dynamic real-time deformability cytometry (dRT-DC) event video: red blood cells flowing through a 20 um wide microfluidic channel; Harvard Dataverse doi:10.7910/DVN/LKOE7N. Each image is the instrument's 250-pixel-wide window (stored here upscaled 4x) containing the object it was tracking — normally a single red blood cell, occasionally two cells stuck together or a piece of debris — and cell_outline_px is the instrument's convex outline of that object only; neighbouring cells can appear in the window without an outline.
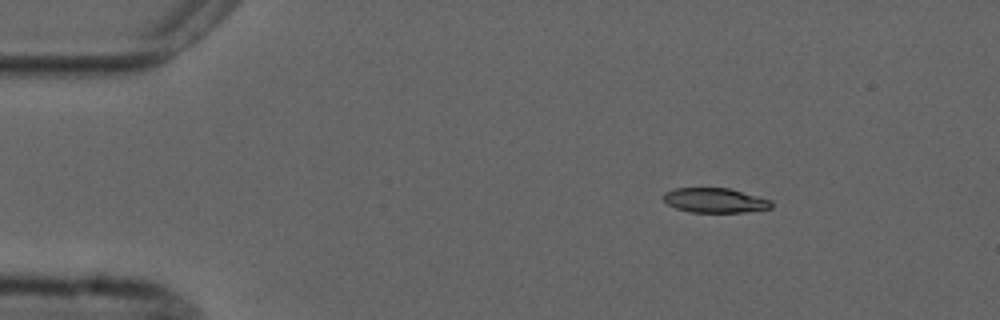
{"species": "common noctule bat (a hibernating species)", "species_latin": "Nyctalus noctula", "temperature_condition": "cold", "stored_images_in_passage": 4, "camera_frame_rate_fps": 3000, "um_per_image_px": 0.085, "animal": {"sex": "male", "forearm_length_mm": 52.5}, "frame": {"image": 1, "passage_image": 1, "time_ms": 0.0, "image_size_px": [1000, 320], "cell_outline_px": [[772, 208], [744, 212], [692, 212], [676, 208], [668, 204], [664, 200], [664, 192], [676, 188], [728, 188], [772, 200]], "centroid_in_image_um": [60.78, 17.03], "position_along_channel_um": 24.2, "area_um2": 15.37}}
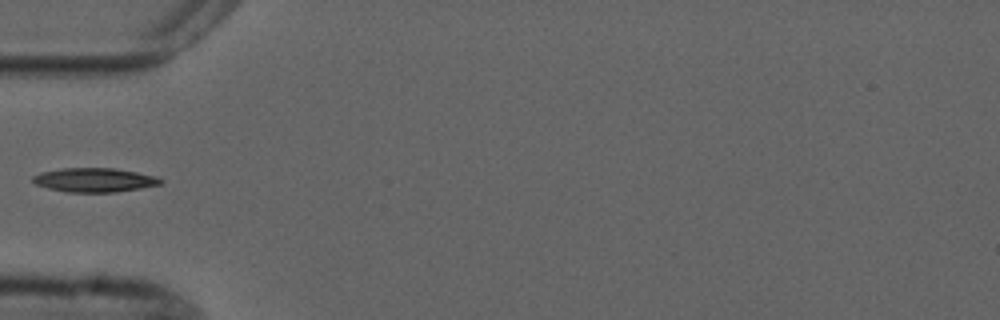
{"frame": {"image": 2, "passage_image": 3, "time_ms": 3.333, "image_size_px": [1000, 320], "cell_outline_px": [[164, 180], [160, 184], [140, 188], [116, 192], [68, 192], [48, 188], [36, 184], [32, 180], [32, 176], [40, 172], [64, 168], [116, 168], [156, 176]], "centroid_in_image_um": [8.02, 15.29], "position_along_channel_um": 77.0, "area_um2": 17.86}}
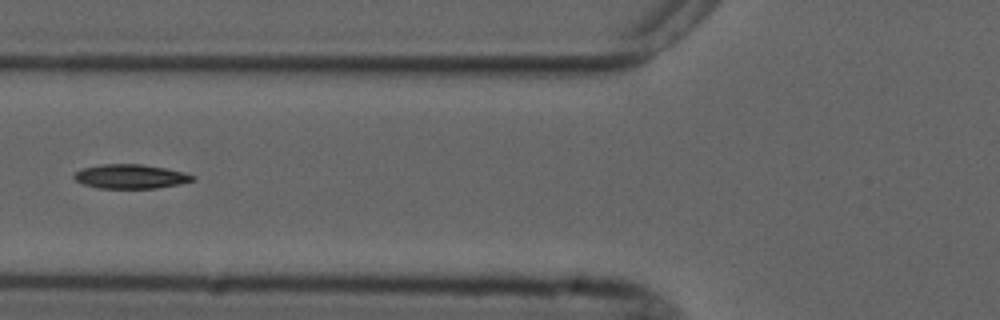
{"frame": {"image": 3, "passage_image": 4, "time_ms": 4.333, "image_size_px": [1000, 320], "cell_outline_px": [[196, 180], [180, 184], [156, 188], [100, 188], [84, 184], [76, 180], [72, 176], [76, 172], [84, 168], [104, 164], [140, 164], [164, 168], [184, 172], [196, 176]], "centroid_in_image_um": [11.14, 15.0], "position_along_channel_um": 114.7, "area_um2": 16.59}}